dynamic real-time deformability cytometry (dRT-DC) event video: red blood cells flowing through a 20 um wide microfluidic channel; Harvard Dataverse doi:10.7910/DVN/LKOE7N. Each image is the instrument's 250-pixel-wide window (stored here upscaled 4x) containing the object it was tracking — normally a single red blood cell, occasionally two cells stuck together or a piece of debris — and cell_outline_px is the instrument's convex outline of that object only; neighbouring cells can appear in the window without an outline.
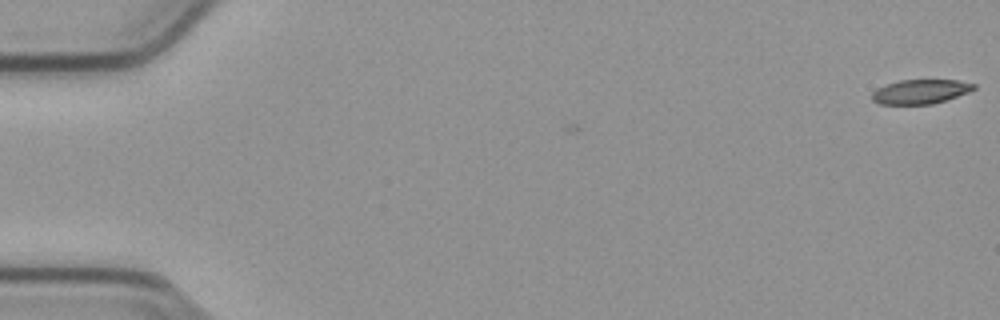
{"species": "common noctule bat (a hibernating species)", "species_latin": "Nyctalus noctula", "temperature_condition": "cold", "stored_images_in_passage": 6, "camera_frame_rate_fps": 3000, "um_per_image_px": 0.085, "animal": {"sex": "male", "body_mass_g": 23.1, "forearm_length_mm": 52.7}, "frame": {"image": 1, "passage_image": 1, "time_ms": 0.0, "image_size_px": [1000, 320], "cell_outline_px": [[976, 88], [968, 92], [932, 104], [880, 104], [872, 100], [872, 92], [876, 88], [900, 80], [956, 80], [976, 84]], "centroid_in_image_um": [78.22, 7.78], "position_along_channel_um": 6.8, "area_um2": 14.28}}